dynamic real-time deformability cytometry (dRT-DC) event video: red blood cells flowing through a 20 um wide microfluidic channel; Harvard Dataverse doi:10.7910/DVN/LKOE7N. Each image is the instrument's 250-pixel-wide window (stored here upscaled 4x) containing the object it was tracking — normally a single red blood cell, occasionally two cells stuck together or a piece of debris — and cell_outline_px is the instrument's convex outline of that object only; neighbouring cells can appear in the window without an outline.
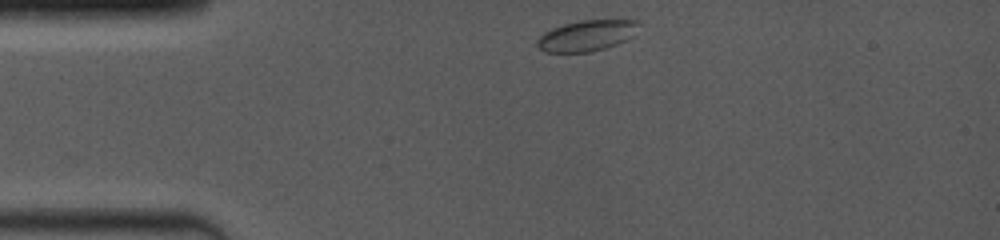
{"species": "common noctule bat (a hibernating species)", "species_latin": "Nyctalus noctula", "temperature_condition": "room temperature", "stored_images_in_passage": 67, "camera_frame_rate_fps": 4000, "um_per_image_px": 0.085, "animal": {"sex": "female", "body_mass_g": 19.0, "forearm_length_mm": 53.3}, "frame": {"image": 1, "passage_image": 1, "time_ms": 0.0, "image_size_px": [1000, 240], "cell_outline_px": [[640, 24], [632, 36], [616, 44], [604, 48], [588, 52], [544, 52], [536, 44], [536, 40], [544, 32], [552, 28], [564, 24], [580, 20], [640, 20]], "centroid_in_image_um": [49.85, 3.02], "position_along_channel_um": 35.1, "area_um2": 18.15}}
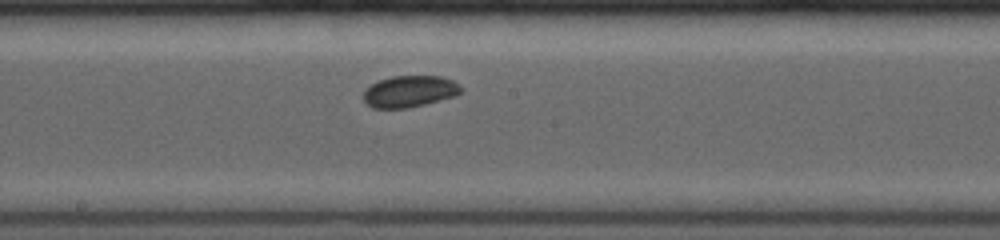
{"frame": {"image": 2, "passage_image": 26, "time_ms": 5.5, "image_size_px": [1000, 240], "cell_outline_px": [[464, 88], [456, 96], [408, 108], [372, 108], [364, 100], [364, 92], [372, 84], [380, 80], [392, 76], [440, 76], [452, 80], [460, 84]], "centroid_in_image_um": [34.86, 7.77], "position_along_channel_um": 213.3, "area_um2": 17.86}}
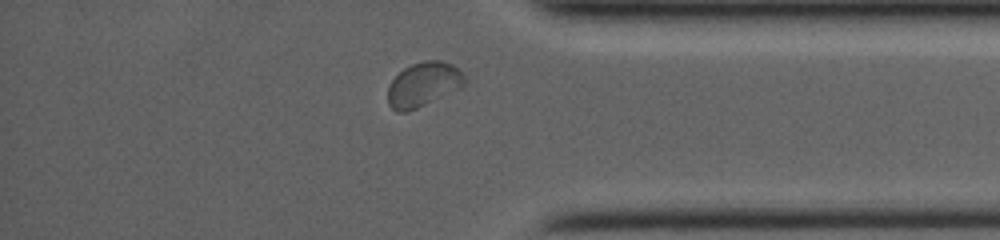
{"frame": {"image": 3, "passage_image": 56, "time_ms": 10.25, "image_size_px": [1000, 240], "cell_outline_px": [[464, 84], [460, 88], [408, 112], [396, 112], [388, 104], [388, 84], [404, 68], [412, 64], [424, 60], [440, 60], [452, 64], [464, 76]], "centroid_in_image_um": [35.95, 7.18], "position_along_channel_um": 399.3, "area_um2": 19.65}, "authors_computed_cell_mechanics": {"area_um2": 18.3226, "velocity_mm_per_s": 3.9655, "shape_relaxation_time_tau1_ms": 2.1177, "shape_relaxation_time_tau2_ms": null, "deformation_change_tau1": 0.0486, "deformation_change_tau2": null}}